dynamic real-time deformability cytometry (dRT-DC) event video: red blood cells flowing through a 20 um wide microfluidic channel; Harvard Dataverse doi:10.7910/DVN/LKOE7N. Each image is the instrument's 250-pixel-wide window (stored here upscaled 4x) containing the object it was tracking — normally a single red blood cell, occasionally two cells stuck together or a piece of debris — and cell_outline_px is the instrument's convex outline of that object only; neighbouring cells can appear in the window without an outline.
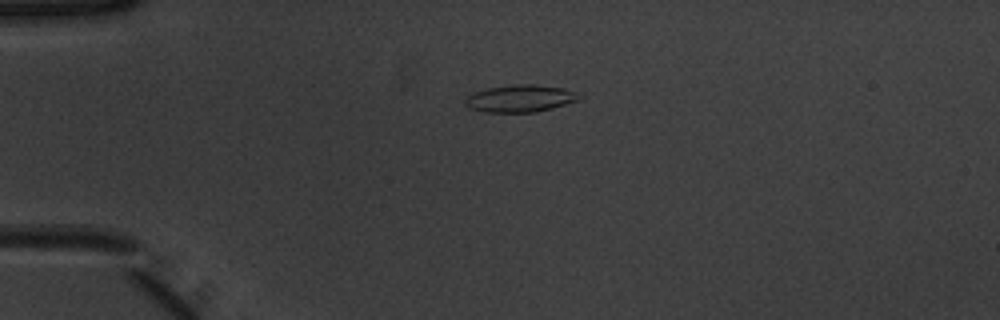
{"species": "common noctule bat (a hibernating species)", "species_latin": "Nyctalus noctula", "temperature_condition": "warm", "stored_images_in_passage": 40, "camera_frame_rate_fps": 3000, "um_per_image_px": 0.085, "animal": {"sex": "male", "body_mass_g": 20.1, "forearm_length_mm": 53.5}, "frame": {"image": 1, "passage_image": 1, "time_ms": 0.0, "image_size_px": [1000, 320], "cell_outline_px": [[580, 96], [576, 100], [552, 108], [536, 112], [484, 112], [468, 108], [464, 104], [464, 100], [468, 96], [476, 92], [488, 88], [516, 84], [532, 84], [564, 88], [576, 92]], "centroid_in_image_um": [44.17, 8.37], "position_along_channel_um": 40.8, "area_um2": 17.86}}
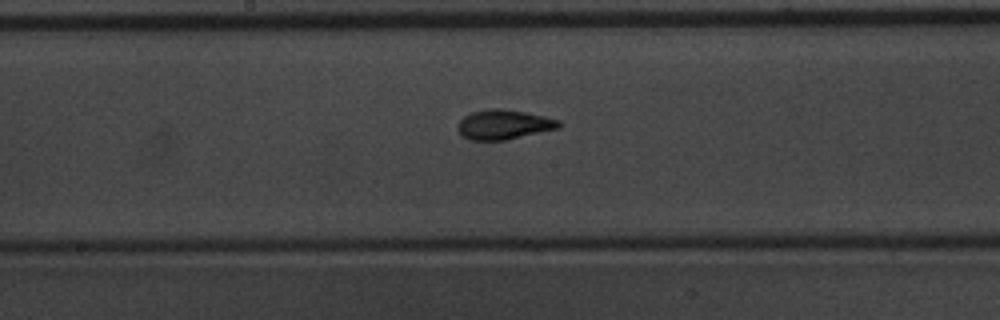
{"frame": {"image": 2, "passage_image": 16, "time_ms": 5.0, "image_size_px": [1000, 320], "cell_outline_px": [[560, 128], [504, 140], [468, 140], [456, 128], [456, 124], [464, 116], [472, 112], [492, 108], [504, 108], [544, 116], [560, 120]], "centroid_in_image_um": [42.8, 10.58], "position_along_channel_um": 205.4, "area_um2": 17.46}}
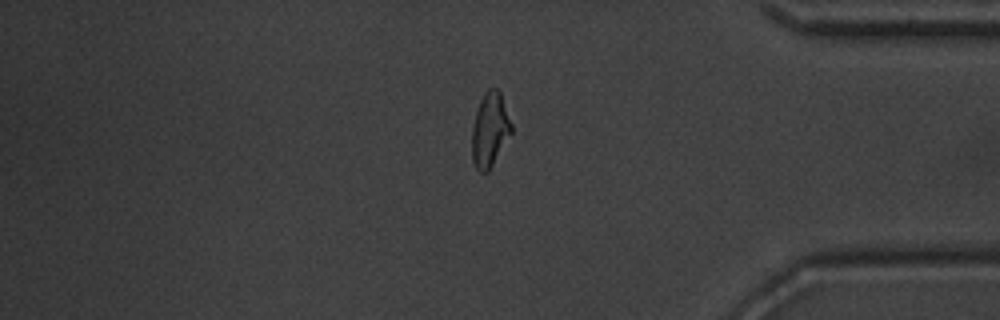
{"frame": {"image": 3, "passage_image": 32, "time_ms": 10.333, "image_size_px": [1000, 320], "cell_outline_px": [[512, 132], [488, 172], [480, 172], [476, 168], [472, 160], [472, 128], [476, 112], [480, 100], [484, 92], [488, 88], [496, 88], [500, 92], [512, 124]], "centroid_in_image_um": [41.63, 11.03], "position_along_channel_um": 393.6, "area_um2": 16.99}, "authors_computed_cell_mechanics": {"area_um2": 16.8776, "velocity_mm_per_s": 3.9228, "shape_relaxation_time_tau1_ms": 3.21, "shape_relaxation_time_tau2_ms": 1.6509, "deformation_change_tau1": 0.1526, "deformation_change_tau2": 0.0663}}